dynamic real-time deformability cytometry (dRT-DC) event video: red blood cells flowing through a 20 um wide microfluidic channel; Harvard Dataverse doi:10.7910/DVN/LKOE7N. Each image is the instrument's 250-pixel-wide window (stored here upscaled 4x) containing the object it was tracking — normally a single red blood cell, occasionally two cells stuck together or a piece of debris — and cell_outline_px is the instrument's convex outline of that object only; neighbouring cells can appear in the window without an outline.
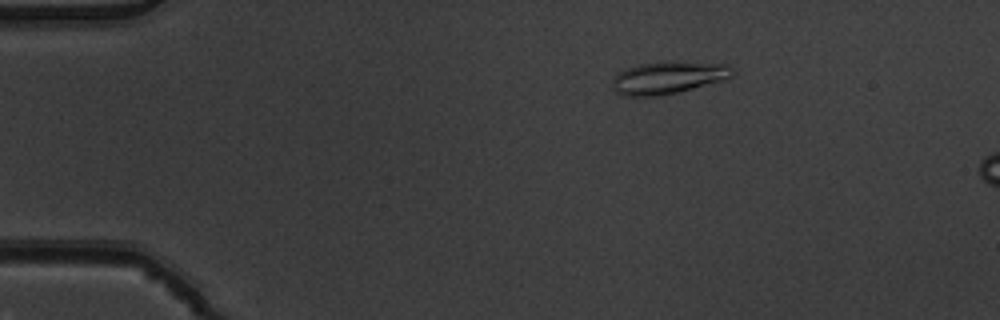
{"species": "common noctule bat (a hibernating species)", "species_latin": "Nyctalus noctula", "temperature_condition": "warm", "stored_images_in_passage": 3, "camera_frame_rate_fps": 3000, "um_per_image_px": 0.085, "animal": {"sex": "male", "body_mass_g": 19.5, "forearm_length_mm": 54.6}, "frame": {"image": 1, "passage_image": 1, "time_ms": 0.0, "image_size_px": [1000, 320], "cell_outline_px": [[732, 76], [728, 80], [676, 92], [656, 96], [628, 96], [616, 92], [612, 88], [612, 80], [624, 68], [640, 64], [660, 60], [668, 60], [728, 64], [732, 68]], "centroid_in_image_um": [56.82, 6.57], "position_along_channel_um": 28.2, "area_um2": 23.06}}